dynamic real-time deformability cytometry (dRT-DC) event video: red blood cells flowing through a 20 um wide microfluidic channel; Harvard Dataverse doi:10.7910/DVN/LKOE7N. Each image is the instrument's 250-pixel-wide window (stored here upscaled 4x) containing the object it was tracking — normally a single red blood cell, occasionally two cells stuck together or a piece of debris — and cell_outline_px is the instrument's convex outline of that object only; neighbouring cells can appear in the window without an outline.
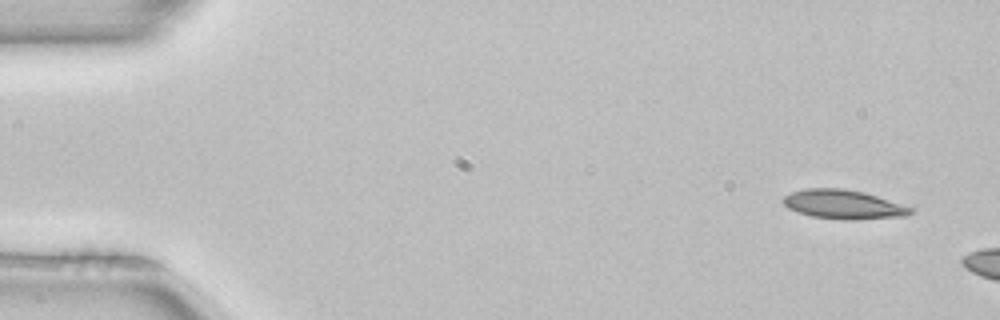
{"species": "common noctule bat (a hibernating species)", "species_latin": "Nyctalus noctula", "temperature_condition": "room temperature", "stored_images_in_passage": 5, "segment_of_instrument_passage": [2, 2], "camera_frame_rate_fps": 3000, "um_per_image_px": 0.085, "animal": {"sex": "female", "body_mass_g": 22.7, "forearm_length_mm": 54.2}, "frame": {"image": 1, "passage_image": 5, "time_ms": 1.333, "image_size_px": [1000, 320], "cell_outline_px": [[916, 208], [908, 216], [856, 220], [840, 220], [812, 216], [796, 212], [788, 208], [780, 200], [784, 196], [792, 192], [804, 188], [844, 188], [864, 192]], "centroid_in_image_um": [71.71, 17.38], "position_along_channel_um": 13.3, "area_um2": 22.02}}